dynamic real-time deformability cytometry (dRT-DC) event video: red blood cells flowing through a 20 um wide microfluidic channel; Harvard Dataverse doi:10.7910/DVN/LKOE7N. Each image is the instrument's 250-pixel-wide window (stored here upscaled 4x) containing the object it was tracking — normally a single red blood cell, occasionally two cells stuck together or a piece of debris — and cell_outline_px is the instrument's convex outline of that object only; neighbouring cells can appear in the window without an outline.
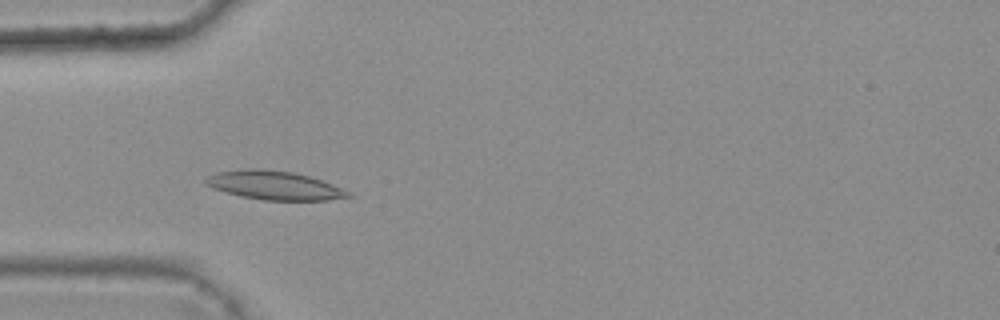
{"species": "common noctule bat (a hibernating species)", "species_latin": "Nyctalus noctula", "temperature_condition": "warm", "stored_images_in_passage": 7, "camera_frame_rate_fps": 3000, "um_per_image_px": 0.085, "animal": {"sex": "female", "body_mass_g": 25.1}, "frame": {"image": 1, "passage_image": 4, "time_ms": 1.0, "image_size_px": [1000, 320], "cell_outline_px": [[352, 196], [328, 200], [264, 200], [240, 196], [212, 188], [204, 184], [204, 180], [208, 176], [216, 172], [244, 168], [252, 168], [292, 172], [308, 176], [332, 184], [348, 192]], "centroid_in_image_um": [23.24, 15.75], "position_along_channel_um": 61.8, "area_um2": 23.64}}
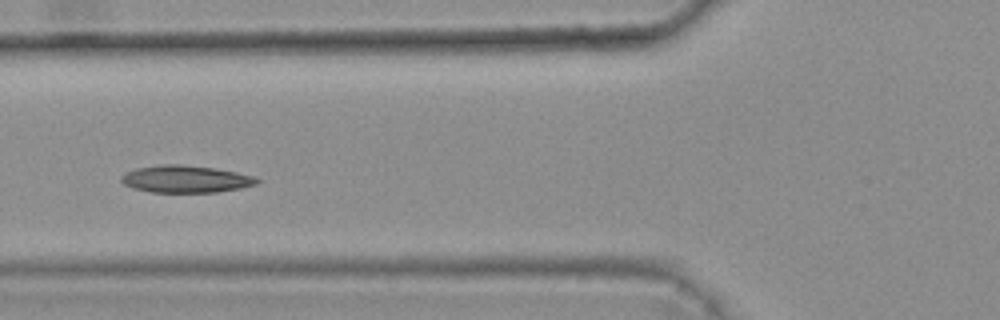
{"frame": {"image": 2, "passage_image": 5, "time_ms": 1.333, "image_size_px": [1000, 320], "cell_outline_px": [[260, 180], [256, 184], [240, 188], [216, 192], [152, 192], [132, 188], [124, 184], [120, 180], [120, 176], [136, 168], [160, 164], [180, 164], [216, 168], [236, 172], [252, 176]], "centroid_in_image_um": [15.75, 15.21], "position_along_channel_um": 110.0, "area_um2": 21.44}}
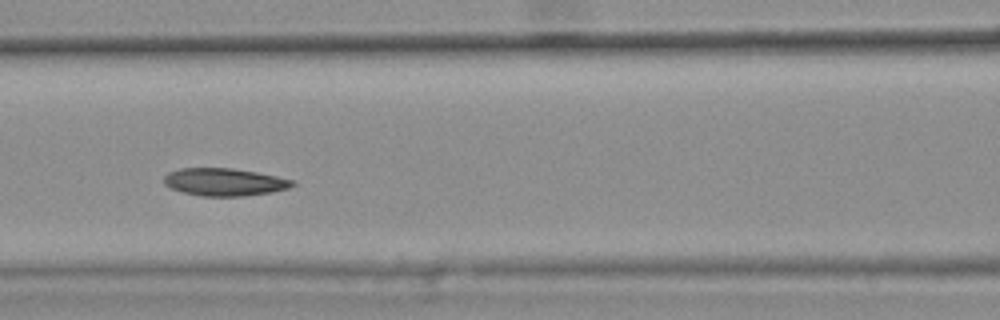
{"frame": {"image": 3, "passage_image": 6, "time_ms": 1.667, "image_size_px": [1000, 320], "cell_outline_px": [[296, 184], [288, 188], [272, 192], [244, 196], [200, 196], [184, 192], [172, 188], [164, 184], [164, 176], [168, 172], [180, 168], [232, 168], [256, 172], [296, 180]], "centroid_in_image_um": [19.09, 15.47], "position_along_channel_um": 147.5, "area_um2": 20.69}}